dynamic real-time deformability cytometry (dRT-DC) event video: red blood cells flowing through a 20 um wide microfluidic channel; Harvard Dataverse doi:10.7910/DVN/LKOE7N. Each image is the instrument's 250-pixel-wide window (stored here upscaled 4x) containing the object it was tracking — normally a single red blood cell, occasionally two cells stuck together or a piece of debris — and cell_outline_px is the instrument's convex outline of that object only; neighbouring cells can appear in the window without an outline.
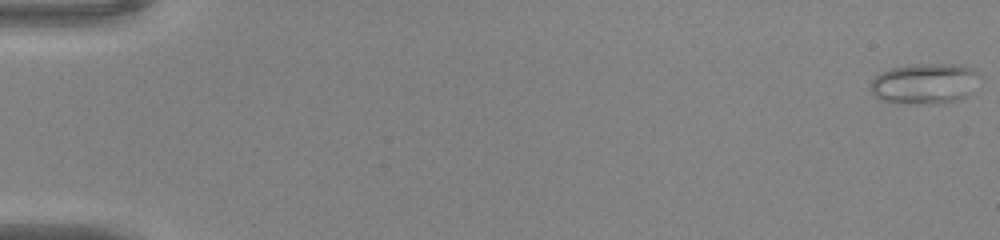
{"species": "common noctule bat (a hibernating species)", "species_latin": "Nyctalus noctula", "temperature_condition": "warm", "stored_images_in_passage": 51, "camera_frame_rate_fps": 3000, "um_per_image_px": 0.085, "animal": {"sex": "male", "body_mass_g": 20.0, "forearm_length_mm": 53.3}, "frame": {"image": 1, "passage_image": 1, "time_ms": 0.0, "image_size_px": [1000, 240], "cell_outline_px": [[980, 76], [968, 96], [960, 100], [932, 104], [892, 104], [880, 100], [872, 92], [872, 80], [880, 72], [892, 68], [908, 64], [956, 64], [972, 68]], "centroid_in_image_um": [78.58, 7.12], "position_along_channel_um": 6.4, "area_um2": 26.13}}
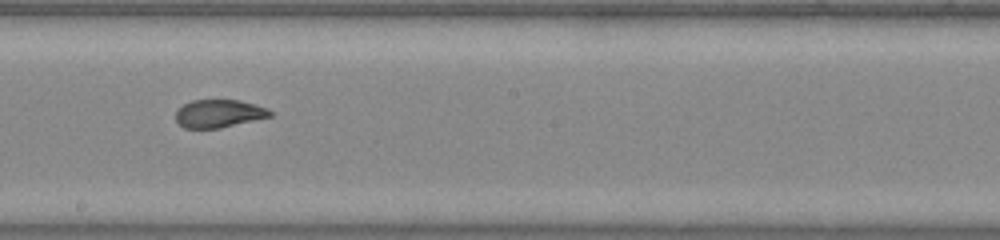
{"frame": {"image": 2, "passage_image": 30, "time_ms": 9.667, "image_size_px": [1000, 240], "cell_outline_px": [[272, 116], [220, 128], [184, 128], [176, 120], [176, 112], [184, 104], [192, 100], [240, 100], [256, 104], [268, 108], [272, 112]], "centroid_in_image_um": [18.63, 9.65], "position_along_channel_um": 229.6, "area_um2": 15.32}}
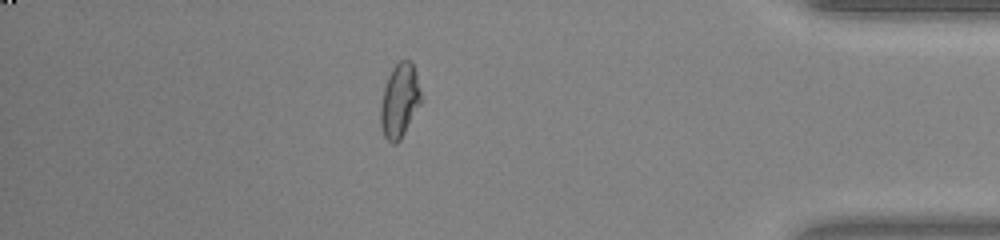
{"frame": {"image": 3, "passage_image": 45, "time_ms": 14.667, "image_size_px": [1000, 240], "cell_outline_px": [[420, 104], [400, 140], [396, 144], [392, 144], [384, 136], [380, 124], [380, 104], [384, 88], [388, 76], [392, 68], [400, 60], [412, 60], [416, 72], [420, 92]], "centroid_in_image_um": [33.94, 8.55], "position_along_channel_um": 401.3, "area_um2": 17.34}, "authors_computed_cell_mechanics": {"area_um2": 17.34, "velocity_mm_per_s": 4.117, "shape_relaxation_time_tau1_ms": null, "shape_relaxation_time_tau2_ms": 0.8782, "deformation_change_tau1": null, "deformation_change_tau2": 0.0771}}